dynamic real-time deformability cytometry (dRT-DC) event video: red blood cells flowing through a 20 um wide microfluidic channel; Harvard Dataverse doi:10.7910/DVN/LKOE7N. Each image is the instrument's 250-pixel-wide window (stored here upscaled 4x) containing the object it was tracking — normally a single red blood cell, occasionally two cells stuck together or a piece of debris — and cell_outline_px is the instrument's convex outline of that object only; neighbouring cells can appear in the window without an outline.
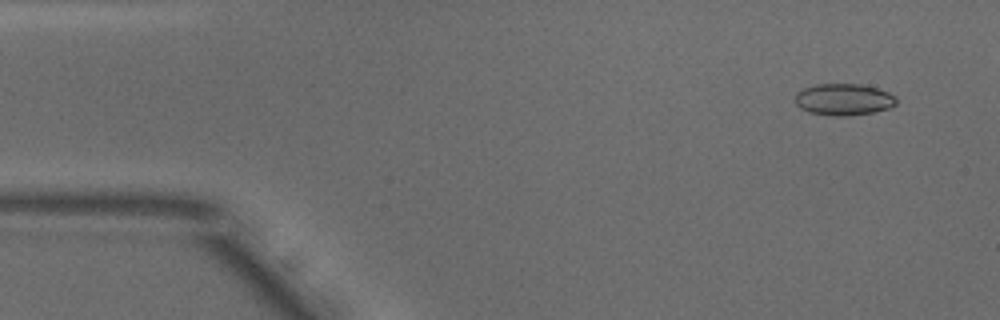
{"species": "common noctule bat (a hibernating species)", "species_latin": "Nyctalus noctula", "temperature_condition": "warm", "stored_images_in_passage": 52, "camera_frame_rate_fps": 3000, "um_per_image_px": 0.085, "animal": {"sex": "male", "body_mass_g": 18.8}, "frame": {"image": 1, "passage_image": 4, "time_ms": 1.0, "image_size_px": [1000, 320], "cell_outline_px": [[896, 104], [888, 108], [872, 112], [848, 116], [836, 116], [808, 112], [800, 108], [796, 104], [796, 92], [804, 88], [816, 84], [860, 84], [876, 88], [888, 92], [896, 96]], "centroid_in_image_um": [71.7, 8.45], "position_along_channel_um": 13.3, "area_um2": 18.61}}
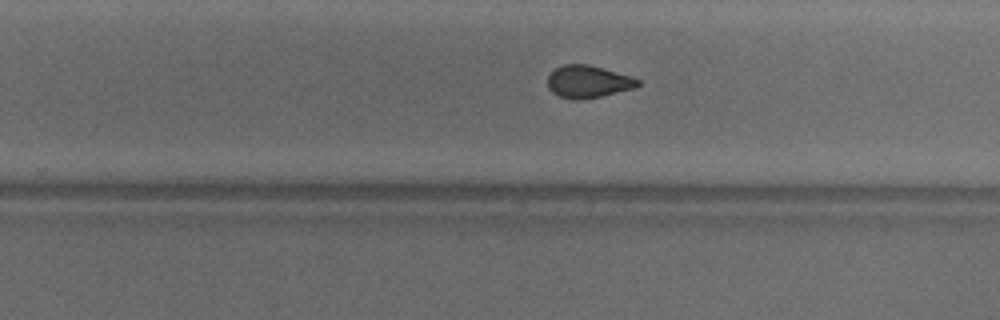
{"frame": {"image": 2, "passage_image": 32, "time_ms": 10.333, "image_size_px": [1000, 320], "cell_outline_px": [[640, 84], [636, 88], [600, 96], [580, 100], [572, 100], [560, 96], [552, 92], [548, 88], [548, 76], [556, 68], [564, 64], [588, 64], [632, 76], [640, 80]], "centroid_in_image_um": [50.0, 6.94], "position_along_channel_um": 279.8, "area_um2": 17.05}}
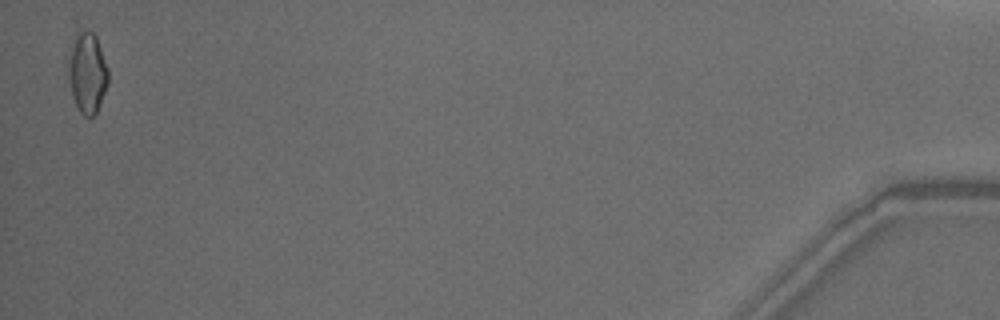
{"frame": {"image": 3, "passage_image": 51, "time_ms": 16.667, "image_size_px": [1000, 320], "cell_outline_px": [[108, 84], [100, 104], [96, 112], [92, 116], [84, 116], [80, 112], [72, 96], [72, 40], [80, 32], [92, 32], [96, 36], [108, 68]], "centroid_in_image_um": [7.5, 6.23], "position_along_channel_um": 427.7, "area_um2": 17.51}, "authors_computed_cell_mechanics": {"area_um2": 17.4845, "velocity_mm_per_s": 3.8893, "shape_relaxation_time_tau1_ms": null, "shape_relaxation_time_tau2_ms": 1.0037, "deformation_change_tau1": null, "deformation_change_tau2": 0.068}}